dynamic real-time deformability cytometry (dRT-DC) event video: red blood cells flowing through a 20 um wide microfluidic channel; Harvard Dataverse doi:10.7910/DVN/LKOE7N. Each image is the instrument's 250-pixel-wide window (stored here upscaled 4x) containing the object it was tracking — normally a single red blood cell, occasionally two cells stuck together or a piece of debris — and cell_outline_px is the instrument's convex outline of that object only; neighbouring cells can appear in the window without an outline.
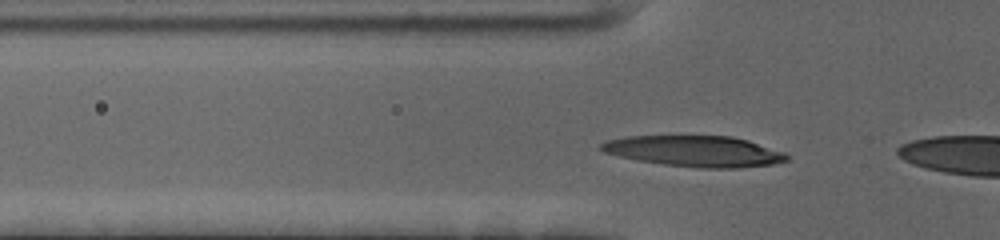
{"species": "human", "species_latin": "Homo sapiens", "temperature_condition": "cold", "stored_images_in_passage": 6, "camera_frame_rate_fps": 3000, "um_per_image_px": 0.085, "donor": {"sex": "female"}, "frame": {"image": 1, "passage_image": 3, "time_ms": 0.667, "image_size_px": [1000, 240], "cell_outline_px": [[788, 160], [772, 164], [736, 168], [700, 168], [664, 164], [640, 160], [620, 156], [604, 152], [600, 148], [600, 144], [608, 140], [628, 136], [732, 136], [748, 140], [784, 152], [788, 156]], "centroid_in_image_um": [59.07, 12.85], "position_along_channel_um": 66.7, "area_um2": 33.12}}